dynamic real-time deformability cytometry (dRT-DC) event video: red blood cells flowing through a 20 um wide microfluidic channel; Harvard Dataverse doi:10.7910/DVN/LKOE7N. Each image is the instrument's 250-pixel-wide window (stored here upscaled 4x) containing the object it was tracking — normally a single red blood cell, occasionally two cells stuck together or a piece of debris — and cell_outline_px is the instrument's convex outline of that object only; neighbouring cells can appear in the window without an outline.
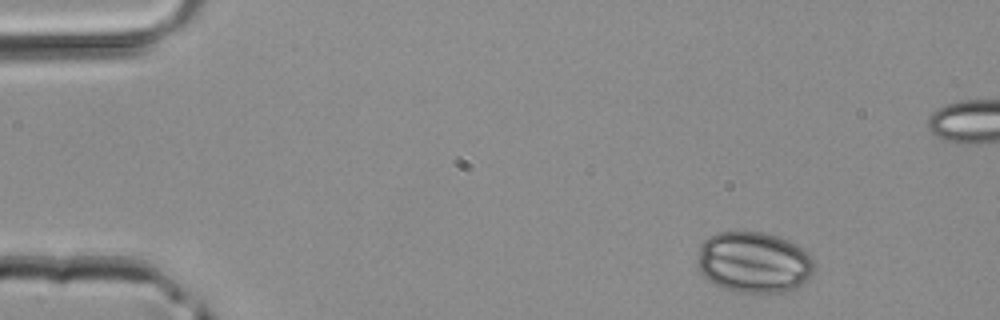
{"species": "common noctule bat (a hibernating species)", "species_latin": "Nyctalus noctula", "temperature_condition": "room temperature", "stored_images_in_passage": 4, "camera_frame_rate_fps": 3000, "um_per_image_px": 0.085, "animal": {"sex": "male", "body_mass_g": 20.4}, "frame": {"image": 1, "passage_image": 1, "time_ms": 0.0, "image_size_px": [1000, 320], "cell_outline_px": [[812, 272], [808, 280], [804, 284], [788, 292], [736, 292], [724, 288], [708, 280], [700, 272], [700, 244], [708, 236], [720, 232], [764, 232], [788, 240], [804, 248], [808, 252], [812, 260]], "centroid_in_image_um": [64.11, 22.3], "position_along_channel_um": 20.9, "area_um2": 41.38}}